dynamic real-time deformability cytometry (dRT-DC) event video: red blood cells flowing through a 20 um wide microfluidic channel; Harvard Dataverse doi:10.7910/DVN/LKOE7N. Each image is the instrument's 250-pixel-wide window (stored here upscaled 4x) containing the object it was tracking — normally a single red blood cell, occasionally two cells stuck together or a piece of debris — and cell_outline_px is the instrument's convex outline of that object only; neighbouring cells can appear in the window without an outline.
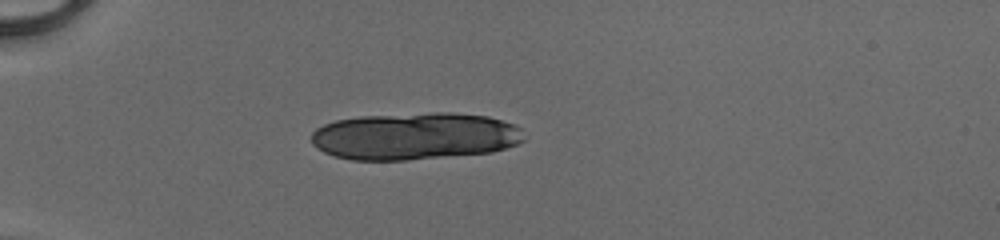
{"species": "human", "species_latin": "Homo sapiens", "temperature_condition": "cold", "stored_images_in_passage": 36, "segment_of_instrument_passage": [1, 2], "camera_frame_rate_fps": 3000, "um_per_image_px": 0.085, "donor": {"sex": "male"}, "frame": {"image": 1, "passage_image": 1, "time_ms": 0.0, "image_size_px": [1000, 240], "cell_outline_px": [[524, 140], [516, 144], [492, 152], [404, 160], [352, 160], [336, 156], [324, 152], [316, 148], [312, 144], [312, 132], [316, 128], [324, 124], [336, 120], [360, 116], [432, 112], [452, 112], [488, 116], [504, 120], [516, 124], [520, 128]], "centroid_in_image_um": [35.25, 11.56], "position_along_channel_um": 49.7, "area_um2": 58.72}}